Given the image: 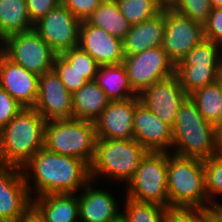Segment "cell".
I'll list each match as a JSON object with an SVG mask.
<instances>
[{"label": "cell", "instance_id": "obj_3", "mask_svg": "<svg viewBox=\"0 0 222 222\" xmlns=\"http://www.w3.org/2000/svg\"><path fill=\"white\" fill-rule=\"evenodd\" d=\"M46 123L34 108H23L0 130V164L22 168L44 147Z\"/></svg>", "mask_w": 222, "mask_h": 222}, {"label": "cell", "instance_id": "obj_25", "mask_svg": "<svg viewBox=\"0 0 222 222\" xmlns=\"http://www.w3.org/2000/svg\"><path fill=\"white\" fill-rule=\"evenodd\" d=\"M86 21L121 39L127 35L131 27L120 13L116 0H103Z\"/></svg>", "mask_w": 222, "mask_h": 222}, {"label": "cell", "instance_id": "obj_45", "mask_svg": "<svg viewBox=\"0 0 222 222\" xmlns=\"http://www.w3.org/2000/svg\"><path fill=\"white\" fill-rule=\"evenodd\" d=\"M203 222H216V215L212 212Z\"/></svg>", "mask_w": 222, "mask_h": 222}, {"label": "cell", "instance_id": "obj_23", "mask_svg": "<svg viewBox=\"0 0 222 222\" xmlns=\"http://www.w3.org/2000/svg\"><path fill=\"white\" fill-rule=\"evenodd\" d=\"M95 81L110 101L139 97L130 85L123 63L100 65Z\"/></svg>", "mask_w": 222, "mask_h": 222}, {"label": "cell", "instance_id": "obj_15", "mask_svg": "<svg viewBox=\"0 0 222 222\" xmlns=\"http://www.w3.org/2000/svg\"><path fill=\"white\" fill-rule=\"evenodd\" d=\"M139 97L110 101L94 121L97 139H133V118Z\"/></svg>", "mask_w": 222, "mask_h": 222}, {"label": "cell", "instance_id": "obj_16", "mask_svg": "<svg viewBox=\"0 0 222 222\" xmlns=\"http://www.w3.org/2000/svg\"><path fill=\"white\" fill-rule=\"evenodd\" d=\"M133 139L148 151L166 152L172 147V128L139 102L133 118Z\"/></svg>", "mask_w": 222, "mask_h": 222}, {"label": "cell", "instance_id": "obj_47", "mask_svg": "<svg viewBox=\"0 0 222 222\" xmlns=\"http://www.w3.org/2000/svg\"><path fill=\"white\" fill-rule=\"evenodd\" d=\"M216 222H221L217 216H216Z\"/></svg>", "mask_w": 222, "mask_h": 222}, {"label": "cell", "instance_id": "obj_6", "mask_svg": "<svg viewBox=\"0 0 222 222\" xmlns=\"http://www.w3.org/2000/svg\"><path fill=\"white\" fill-rule=\"evenodd\" d=\"M148 152L135 139H97L90 178L102 174L129 182Z\"/></svg>", "mask_w": 222, "mask_h": 222}, {"label": "cell", "instance_id": "obj_39", "mask_svg": "<svg viewBox=\"0 0 222 222\" xmlns=\"http://www.w3.org/2000/svg\"><path fill=\"white\" fill-rule=\"evenodd\" d=\"M29 17L33 23L60 4V0H26Z\"/></svg>", "mask_w": 222, "mask_h": 222}, {"label": "cell", "instance_id": "obj_7", "mask_svg": "<svg viewBox=\"0 0 222 222\" xmlns=\"http://www.w3.org/2000/svg\"><path fill=\"white\" fill-rule=\"evenodd\" d=\"M128 183L127 198L169 208L167 151H149Z\"/></svg>", "mask_w": 222, "mask_h": 222}, {"label": "cell", "instance_id": "obj_4", "mask_svg": "<svg viewBox=\"0 0 222 222\" xmlns=\"http://www.w3.org/2000/svg\"><path fill=\"white\" fill-rule=\"evenodd\" d=\"M171 156V157H170ZM169 207L209 208L203 160L167 153Z\"/></svg>", "mask_w": 222, "mask_h": 222}, {"label": "cell", "instance_id": "obj_35", "mask_svg": "<svg viewBox=\"0 0 222 222\" xmlns=\"http://www.w3.org/2000/svg\"><path fill=\"white\" fill-rule=\"evenodd\" d=\"M212 213V208L169 207L166 222H203Z\"/></svg>", "mask_w": 222, "mask_h": 222}, {"label": "cell", "instance_id": "obj_21", "mask_svg": "<svg viewBox=\"0 0 222 222\" xmlns=\"http://www.w3.org/2000/svg\"><path fill=\"white\" fill-rule=\"evenodd\" d=\"M89 182L78 197L79 219L83 222H110L121 214L112 194L92 189Z\"/></svg>", "mask_w": 222, "mask_h": 222}, {"label": "cell", "instance_id": "obj_33", "mask_svg": "<svg viewBox=\"0 0 222 222\" xmlns=\"http://www.w3.org/2000/svg\"><path fill=\"white\" fill-rule=\"evenodd\" d=\"M203 168L205 190L208 201L211 202L212 194H222V150L215 156L203 160Z\"/></svg>", "mask_w": 222, "mask_h": 222}, {"label": "cell", "instance_id": "obj_43", "mask_svg": "<svg viewBox=\"0 0 222 222\" xmlns=\"http://www.w3.org/2000/svg\"><path fill=\"white\" fill-rule=\"evenodd\" d=\"M110 222H128L127 218L121 213L116 218L112 219Z\"/></svg>", "mask_w": 222, "mask_h": 222}, {"label": "cell", "instance_id": "obj_27", "mask_svg": "<svg viewBox=\"0 0 222 222\" xmlns=\"http://www.w3.org/2000/svg\"><path fill=\"white\" fill-rule=\"evenodd\" d=\"M190 97L201 115L215 125L222 113V78L195 91Z\"/></svg>", "mask_w": 222, "mask_h": 222}, {"label": "cell", "instance_id": "obj_14", "mask_svg": "<svg viewBox=\"0 0 222 222\" xmlns=\"http://www.w3.org/2000/svg\"><path fill=\"white\" fill-rule=\"evenodd\" d=\"M138 96L142 104L171 128L181 103L187 97L176 75L154 83Z\"/></svg>", "mask_w": 222, "mask_h": 222}, {"label": "cell", "instance_id": "obj_22", "mask_svg": "<svg viewBox=\"0 0 222 222\" xmlns=\"http://www.w3.org/2000/svg\"><path fill=\"white\" fill-rule=\"evenodd\" d=\"M109 102L97 82L88 81L72 94L73 118L94 122Z\"/></svg>", "mask_w": 222, "mask_h": 222}, {"label": "cell", "instance_id": "obj_38", "mask_svg": "<svg viewBox=\"0 0 222 222\" xmlns=\"http://www.w3.org/2000/svg\"><path fill=\"white\" fill-rule=\"evenodd\" d=\"M204 37L222 46V7L212 8L207 22L204 24Z\"/></svg>", "mask_w": 222, "mask_h": 222}, {"label": "cell", "instance_id": "obj_29", "mask_svg": "<svg viewBox=\"0 0 222 222\" xmlns=\"http://www.w3.org/2000/svg\"><path fill=\"white\" fill-rule=\"evenodd\" d=\"M222 46L204 39L196 45L176 66H222L219 51Z\"/></svg>", "mask_w": 222, "mask_h": 222}, {"label": "cell", "instance_id": "obj_9", "mask_svg": "<svg viewBox=\"0 0 222 222\" xmlns=\"http://www.w3.org/2000/svg\"><path fill=\"white\" fill-rule=\"evenodd\" d=\"M123 65L133 91L140 95L156 82L175 75V64L161 46L135 55H124Z\"/></svg>", "mask_w": 222, "mask_h": 222}, {"label": "cell", "instance_id": "obj_10", "mask_svg": "<svg viewBox=\"0 0 222 222\" xmlns=\"http://www.w3.org/2000/svg\"><path fill=\"white\" fill-rule=\"evenodd\" d=\"M28 171L0 164V220L18 222L32 209Z\"/></svg>", "mask_w": 222, "mask_h": 222}, {"label": "cell", "instance_id": "obj_26", "mask_svg": "<svg viewBox=\"0 0 222 222\" xmlns=\"http://www.w3.org/2000/svg\"><path fill=\"white\" fill-rule=\"evenodd\" d=\"M175 75L187 96L222 78V66H176Z\"/></svg>", "mask_w": 222, "mask_h": 222}, {"label": "cell", "instance_id": "obj_12", "mask_svg": "<svg viewBox=\"0 0 222 222\" xmlns=\"http://www.w3.org/2000/svg\"><path fill=\"white\" fill-rule=\"evenodd\" d=\"M81 21L63 4H58L34 23V30L57 53L77 47Z\"/></svg>", "mask_w": 222, "mask_h": 222}, {"label": "cell", "instance_id": "obj_2", "mask_svg": "<svg viewBox=\"0 0 222 222\" xmlns=\"http://www.w3.org/2000/svg\"><path fill=\"white\" fill-rule=\"evenodd\" d=\"M173 153L181 157L209 159L222 150L214 124L198 111L196 103L187 96L181 103L172 128Z\"/></svg>", "mask_w": 222, "mask_h": 222}, {"label": "cell", "instance_id": "obj_19", "mask_svg": "<svg viewBox=\"0 0 222 222\" xmlns=\"http://www.w3.org/2000/svg\"><path fill=\"white\" fill-rule=\"evenodd\" d=\"M164 7L155 16L130 27L122 39L124 55H135L162 46L164 38Z\"/></svg>", "mask_w": 222, "mask_h": 222}, {"label": "cell", "instance_id": "obj_1", "mask_svg": "<svg viewBox=\"0 0 222 222\" xmlns=\"http://www.w3.org/2000/svg\"><path fill=\"white\" fill-rule=\"evenodd\" d=\"M26 170L33 172L38 196L52 193H75L77 189L81 186L85 187L91 180L90 166L85 161L57 154L46 147L41 148L22 166L21 171Z\"/></svg>", "mask_w": 222, "mask_h": 222}, {"label": "cell", "instance_id": "obj_37", "mask_svg": "<svg viewBox=\"0 0 222 222\" xmlns=\"http://www.w3.org/2000/svg\"><path fill=\"white\" fill-rule=\"evenodd\" d=\"M103 0H60L74 16L82 21H86Z\"/></svg>", "mask_w": 222, "mask_h": 222}, {"label": "cell", "instance_id": "obj_32", "mask_svg": "<svg viewBox=\"0 0 222 222\" xmlns=\"http://www.w3.org/2000/svg\"><path fill=\"white\" fill-rule=\"evenodd\" d=\"M53 70L72 94L88 82L84 74L76 70L62 54L56 55Z\"/></svg>", "mask_w": 222, "mask_h": 222}, {"label": "cell", "instance_id": "obj_11", "mask_svg": "<svg viewBox=\"0 0 222 222\" xmlns=\"http://www.w3.org/2000/svg\"><path fill=\"white\" fill-rule=\"evenodd\" d=\"M164 38L162 48L175 66L204 39V25L164 6Z\"/></svg>", "mask_w": 222, "mask_h": 222}, {"label": "cell", "instance_id": "obj_34", "mask_svg": "<svg viewBox=\"0 0 222 222\" xmlns=\"http://www.w3.org/2000/svg\"><path fill=\"white\" fill-rule=\"evenodd\" d=\"M61 54L76 70L84 74V78L87 81L95 80L100 65L90 54L82 50L79 46L66 50Z\"/></svg>", "mask_w": 222, "mask_h": 222}, {"label": "cell", "instance_id": "obj_41", "mask_svg": "<svg viewBox=\"0 0 222 222\" xmlns=\"http://www.w3.org/2000/svg\"><path fill=\"white\" fill-rule=\"evenodd\" d=\"M212 212L219 218L222 222V204L216 203L214 201L211 202Z\"/></svg>", "mask_w": 222, "mask_h": 222}, {"label": "cell", "instance_id": "obj_17", "mask_svg": "<svg viewBox=\"0 0 222 222\" xmlns=\"http://www.w3.org/2000/svg\"><path fill=\"white\" fill-rule=\"evenodd\" d=\"M39 76L8 59L0 51V87L24 108H33L38 95Z\"/></svg>", "mask_w": 222, "mask_h": 222}, {"label": "cell", "instance_id": "obj_28", "mask_svg": "<svg viewBox=\"0 0 222 222\" xmlns=\"http://www.w3.org/2000/svg\"><path fill=\"white\" fill-rule=\"evenodd\" d=\"M116 3L131 26L155 16L165 6L160 0H116Z\"/></svg>", "mask_w": 222, "mask_h": 222}, {"label": "cell", "instance_id": "obj_40", "mask_svg": "<svg viewBox=\"0 0 222 222\" xmlns=\"http://www.w3.org/2000/svg\"><path fill=\"white\" fill-rule=\"evenodd\" d=\"M18 222H44V221L39 217V215L33 209H31Z\"/></svg>", "mask_w": 222, "mask_h": 222}, {"label": "cell", "instance_id": "obj_46", "mask_svg": "<svg viewBox=\"0 0 222 222\" xmlns=\"http://www.w3.org/2000/svg\"><path fill=\"white\" fill-rule=\"evenodd\" d=\"M160 1H162L165 5H167L170 2V0H160Z\"/></svg>", "mask_w": 222, "mask_h": 222}, {"label": "cell", "instance_id": "obj_18", "mask_svg": "<svg viewBox=\"0 0 222 222\" xmlns=\"http://www.w3.org/2000/svg\"><path fill=\"white\" fill-rule=\"evenodd\" d=\"M78 46L90 54L99 65L119 64L125 57L121 38L110 35L87 21L81 22Z\"/></svg>", "mask_w": 222, "mask_h": 222}, {"label": "cell", "instance_id": "obj_31", "mask_svg": "<svg viewBox=\"0 0 222 222\" xmlns=\"http://www.w3.org/2000/svg\"><path fill=\"white\" fill-rule=\"evenodd\" d=\"M167 6L202 25L207 22L212 11L209 0H170Z\"/></svg>", "mask_w": 222, "mask_h": 222}, {"label": "cell", "instance_id": "obj_42", "mask_svg": "<svg viewBox=\"0 0 222 222\" xmlns=\"http://www.w3.org/2000/svg\"><path fill=\"white\" fill-rule=\"evenodd\" d=\"M214 126H215V132H216L217 138L222 143V113L219 120Z\"/></svg>", "mask_w": 222, "mask_h": 222}, {"label": "cell", "instance_id": "obj_8", "mask_svg": "<svg viewBox=\"0 0 222 222\" xmlns=\"http://www.w3.org/2000/svg\"><path fill=\"white\" fill-rule=\"evenodd\" d=\"M0 43V51L29 72L41 76L53 70L57 53L34 29L10 35Z\"/></svg>", "mask_w": 222, "mask_h": 222}, {"label": "cell", "instance_id": "obj_24", "mask_svg": "<svg viewBox=\"0 0 222 222\" xmlns=\"http://www.w3.org/2000/svg\"><path fill=\"white\" fill-rule=\"evenodd\" d=\"M31 21L26 0H0V40L8 36L31 30Z\"/></svg>", "mask_w": 222, "mask_h": 222}, {"label": "cell", "instance_id": "obj_36", "mask_svg": "<svg viewBox=\"0 0 222 222\" xmlns=\"http://www.w3.org/2000/svg\"><path fill=\"white\" fill-rule=\"evenodd\" d=\"M23 108L6 90L0 87V130Z\"/></svg>", "mask_w": 222, "mask_h": 222}, {"label": "cell", "instance_id": "obj_44", "mask_svg": "<svg viewBox=\"0 0 222 222\" xmlns=\"http://www.w3.org/2000/svg\"><path fill=\"white\" fill-rule=\"evenodd\" d=\"M212 8L222 7V0H209Z\"/></svg>", "mask_w": 222, "mask_h": 222}, {"label": "cell", "instance_id": "obj_30", "mask_svg": "<svg viewBox=\"0 0 222 222\" xmlns=\"http://www.w3.org/2000/svg\"><path fill=\"white\" fill-rule=\"evenodd\" d=\"M124 216L128 222H166L167 207L126 199Z\"/></svg>", "mask_w": 222, "mask_h": 222}, {"label": "cell", "instance_id": "obj_5", "mask_svg": "<svg viewBox=\"0 0 222 222\" xmlns=\"http://www.w3.org/2000/svg\"><path fill=\"white\" fill-rule=\"evenodd\" d=\"M96 142L94 122L70 118L46 123L44 147L57 154L82 159L90 166L95 156Z\"/></svg>", "mask_w": 222, "mask_h": 222}, {"label": "cell", "instance_id": "obj_20", "mask_svg": "<svg viewBox=\"0 0 222 222\" xmlns=\"http://www.w3.org/2000/svg\"><path fill=\"white\" fill-rule=\"evenodd\" d=\"M32 209L44 222H76L79 219L77 196L73 193H52L32 199Z\"/></svg>", "mask_w": 222, "mask_h": 222}, {"label": "cell", "instance_id": "obj_13", "mask_svg": "<svg viewBox=\"0 0 222 222\" xmlns=\"http://www.w3.org/2000/svg\"><path fill=\"white\" fill-rule=\"evenodd\" d=\"M33 108L46 121L73 118L72 93L54 70L39 76L37 101Z\"/></svg>", "mask_w": 222, "mask_h": 222}]
</instances>
